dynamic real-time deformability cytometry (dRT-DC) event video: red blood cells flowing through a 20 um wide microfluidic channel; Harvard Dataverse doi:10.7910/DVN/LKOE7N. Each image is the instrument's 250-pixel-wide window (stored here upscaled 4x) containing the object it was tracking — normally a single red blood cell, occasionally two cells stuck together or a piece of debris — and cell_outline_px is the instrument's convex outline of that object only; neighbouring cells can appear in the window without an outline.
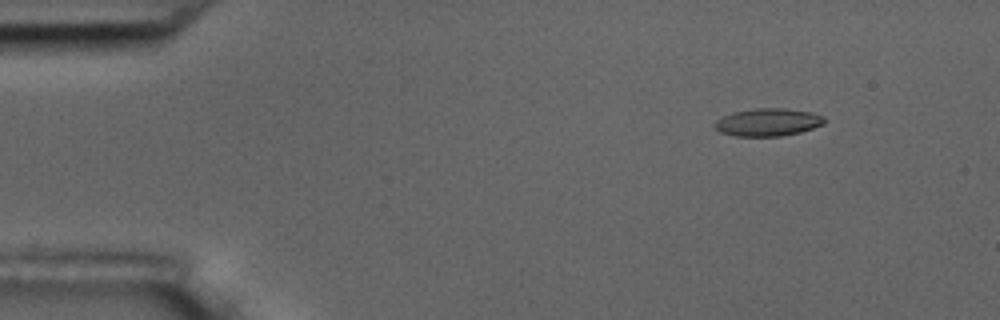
{"species": "common noctule bat (a hibernating species)", "species_latin": "Nyctalus noctula", "temperature_condition": "room temperature", "stored_images_in_passage": 5, "camera_frame_rate_fps": 3000, "um_per_image_px": 0.085, "animal": {"sex": "male", "body_mass_g": 17.5, "forearm_length_mm": 52.3}, "frame": {"image": 1, "passage_image": 2, "time_ms": 2.0, "image_size_px": [1000, 320], "cell_outline_px": [[828, 120], [824, 124], [800, 132], [780, 136], [736, 136], [720, 132], [716, 128], [716, 120], [732, 112], [756, 108], [784, 108], [812, 112], [824, 116]], "centroid_in_image_um": [65.32, 10.38], "position_along_channel_um": 19.7, "area_um2": 17.69}}
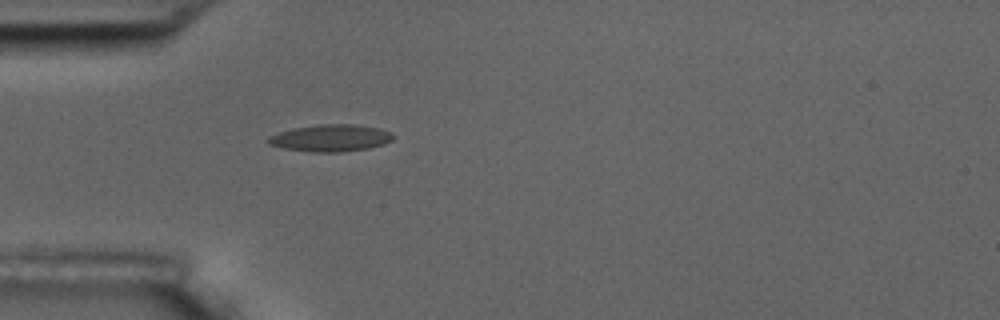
{"frame": {"image": 2, "passage_image": 5, "time_ms": 5.333, "image_size_px": [1000, 320], "cell_outline_px": [[396, 136], [392, 140], [384, 144], [368, 148], [340, 152], [312, 152], [284, 148], [268, 144], [268, 136], [292, 128], [320, 124], [352, 124], [380, 128], [392, 132]], "centroid_in_image_um": [28.14, 11.72], "position_along_channel_um": 56.9, "area_um2": 19.71}}